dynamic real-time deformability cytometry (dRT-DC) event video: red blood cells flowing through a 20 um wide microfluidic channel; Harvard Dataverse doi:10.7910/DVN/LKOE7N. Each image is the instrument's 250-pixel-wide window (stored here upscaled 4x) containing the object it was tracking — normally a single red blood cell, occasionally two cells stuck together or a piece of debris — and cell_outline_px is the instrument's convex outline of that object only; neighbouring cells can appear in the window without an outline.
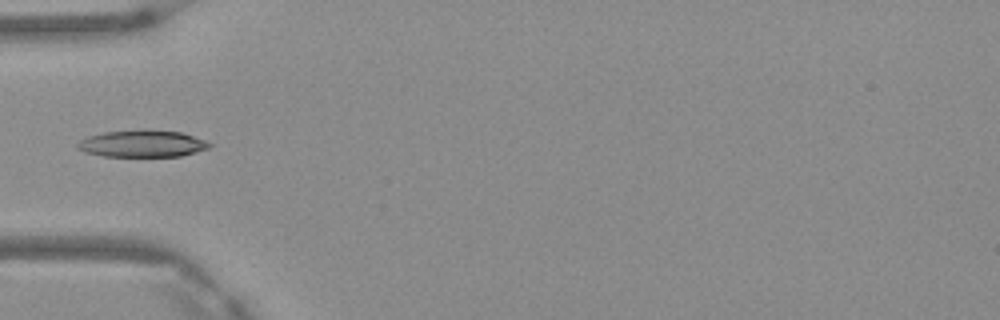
{"species": "Egyptian fruit bat (a non-hibernating species)", "species_latin": "Rousettus aegyptiacus", "temperature_condition": "warm", "stored_images_in_passage": 4, "camera_frame_rate_fps": 3000, "um_per_image_px": 0.085, "frame": {"image": 1, "passage_image": 3, "time_ms": 0.667, "image_size_px": [1000, 320], "cell_outline_px": [[212, 144], [208, 148], [196, 152], [180, 156], [104, 156], [84, 152], [76, 148], [76, 144], [80, 140], [88, 136], [104, 132], [144, 128], [180, 132], [204, 140]], "centroid_in_image_um": [12.05, 12.19], "position_along_channel_um": 72.9, "area_um2": 20.87}}
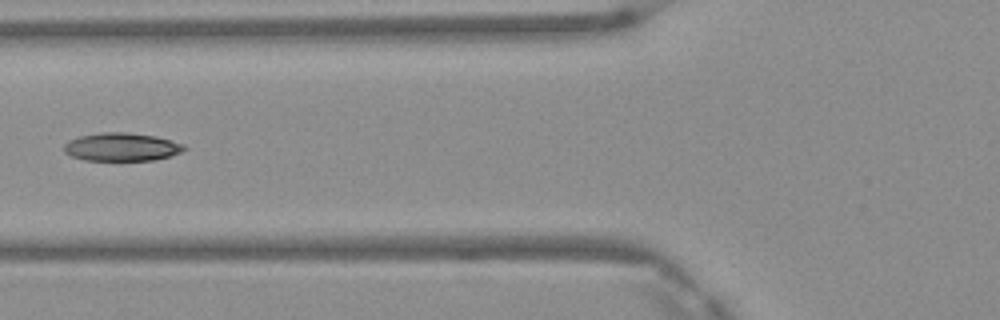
{"frame": {"image": 2, "passage_image": 4, "time_ms": 1.0, "image_size_px": [1000, 320], "cell_outline_px": [[188, 148], [180, 152], [168, 156], [152, 160], [84, 160], [72, 156], [64, 152], [64, 144], [68, 140], [80, 136], [100, 132], [128, 132], [156, 136], [184, 144]], "centroid_in_image_um": [10.32, 12.48], "position_along_channel_um": 115.5, "area_um2": 19.71}}